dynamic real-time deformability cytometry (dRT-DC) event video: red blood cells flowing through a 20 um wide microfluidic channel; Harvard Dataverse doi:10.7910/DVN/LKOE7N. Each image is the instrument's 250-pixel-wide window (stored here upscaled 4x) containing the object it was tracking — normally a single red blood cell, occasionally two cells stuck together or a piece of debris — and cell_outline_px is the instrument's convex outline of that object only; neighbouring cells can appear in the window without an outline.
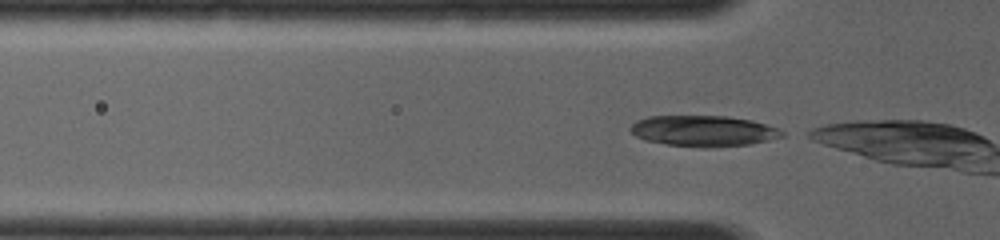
{"species": "common noctule bat (a hibernating species)", "species_latin": "Nyctalus noctula", "temperature_condition": "room temperature", "stored_images_in_passage": 2, "camera_frame_rate_fps": 4000, "um_per_image_px": 0.085, "animal": {"sex": "female", "body_mass_g": 19.0, "forearm_length_mm": 56.7}, "frame": {"image": 1, "passage_image": 2, "time_ms": 1.25, "image_size_px": [1000, 240], "cell_outline_px": [[784, 136], [768, 140], [748, 144], [708, 148], [700, 148], [668, 144], [644, 140], [636, 136], [628, 128], [636, 120], [648, 116], [728, 116], [752, 120], [780, 128], [784, 132]], "centroid_in_image_um": [59.79, 11.13], "position_along_channel_um": 66.0, "area_um2": 27.46}}